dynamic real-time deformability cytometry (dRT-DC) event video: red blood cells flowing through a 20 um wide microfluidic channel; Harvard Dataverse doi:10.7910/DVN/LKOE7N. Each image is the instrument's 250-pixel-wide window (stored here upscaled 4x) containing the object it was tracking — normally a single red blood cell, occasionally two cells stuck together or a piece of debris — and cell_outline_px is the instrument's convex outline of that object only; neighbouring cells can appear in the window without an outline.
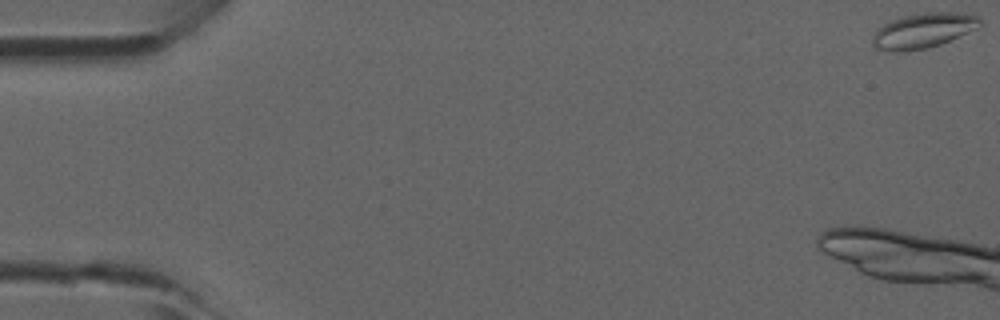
{"species": "common noctule bat (a hibernating species)", "species_latin": "Nyctalus noctula", "temperature_condition": "room temperature", "stored_images_in_passage": 5, "camera_frame_rate_fps": 3000, "um_per_image_px": 0.085, "animal": {"sex": "male", "forearm_length_mm": 52.5}, "frame": {"image": 1, "passage_image": 1, "time_ms": 0.0, "image_size_px": [1000, 320], "cell_outline_px": [[984, 24], [980, 28], [940, 44], [928, 48], [900, 52], [892, 52], [876, 48], [872, 44], [872, 36], [876, 28], [892, 20], [904, 16], [924, 12], [960, 12], [980, 16], [984, 20]], "centroid_in_image_um": [78.53, 2.59], "position_along_channel_um": 6.5, "area_um2": 22.43}}